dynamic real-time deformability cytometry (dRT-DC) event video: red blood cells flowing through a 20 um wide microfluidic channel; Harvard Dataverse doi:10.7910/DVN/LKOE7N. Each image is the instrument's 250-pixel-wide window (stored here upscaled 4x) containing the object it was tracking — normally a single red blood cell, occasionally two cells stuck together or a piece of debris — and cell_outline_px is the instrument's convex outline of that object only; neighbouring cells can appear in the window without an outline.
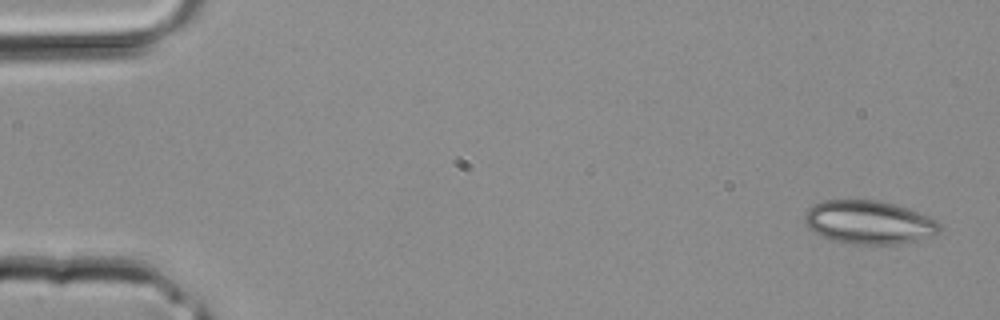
{"species": "common noctule bat (a hibernating species)", "species_latin": "Nyctalus noctula", "temperature_condition": "room temperature", "stored_images_in_passage": 4, "segment_of_instrument_passage": [1, 2], "camera_frame_rate_fps": 3000, "um_per_image_px": 0.085, "animal": {"sex": "male", "body_mass_g": 20.4}, "frame": {"image": 1, "passage_image": 1, "time_ms": 0.0, "image_size_px": [1000, 320], "cell_outline_px": [[940, 232], [932, 236], [900, 244], [852, 244], [832, 240], [808, 228], [804, 220], [804, 216], [808, 208], [812, 204], [824, 200], [880, 200], [928, 216], [936, 220], [940, 224]], "centroid_in_image_um": [73.84, 18.9], "position_along_channel_um": 11.2, "area_um2": 33.99}}